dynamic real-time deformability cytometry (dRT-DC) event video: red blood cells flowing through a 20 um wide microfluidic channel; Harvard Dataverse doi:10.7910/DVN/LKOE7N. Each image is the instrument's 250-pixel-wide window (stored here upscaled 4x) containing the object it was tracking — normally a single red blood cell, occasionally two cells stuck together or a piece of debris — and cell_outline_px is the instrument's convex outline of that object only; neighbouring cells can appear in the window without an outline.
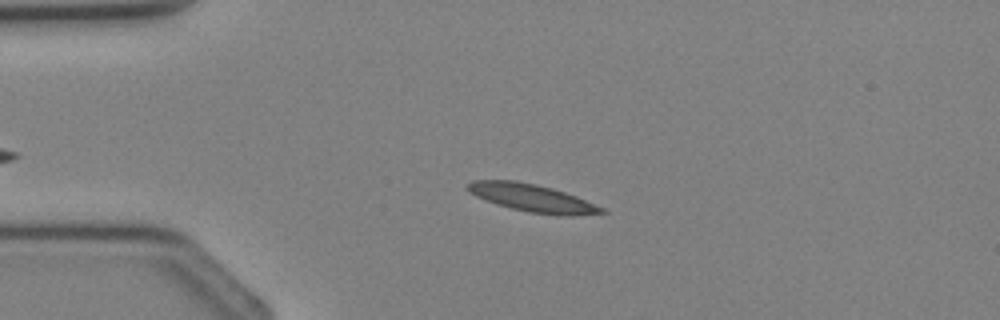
{"species": "Egyptian fruit bat (a non-hibernating species)", "species_latin": "Rousettus aegyptiacus", "temperature_condition": "cold", "stored_images_in_passage": 3, "camera_frame_rate_fps": 3000, "um_per_image_px": 0.085, "animal": {"sex": "female"}, "frame": {"image": 1, "passage_image": 2, "time_ms": 1.0, "image_size_px": [1000, 320], "cell_outline_px": [[608, 212], [572, 216], [556, 216], [528, 212], [496, 204], [476, 196], [468, 192], [464, 188], [464, 184], [472, 180], [516, 180], [536, 184], [552, 188], [576, 196], [604, 208]], "centroid_in_image_um": [45.19, 16.82], "position_along_channel_um": 39.8, "area_um2": 21.85}}